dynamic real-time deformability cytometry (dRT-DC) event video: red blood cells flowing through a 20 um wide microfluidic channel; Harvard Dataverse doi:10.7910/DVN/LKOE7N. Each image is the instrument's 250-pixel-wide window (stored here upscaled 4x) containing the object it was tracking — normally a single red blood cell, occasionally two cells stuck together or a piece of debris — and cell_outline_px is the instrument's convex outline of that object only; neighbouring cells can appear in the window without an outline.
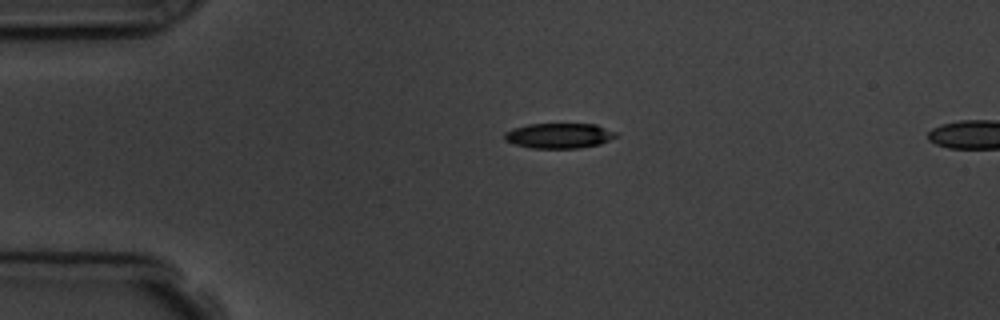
{"species": "common noctule bat (a hibernating species)", "species_latin": "Nyctalus noctula", "temperature_condition": "room temperature", "stored_images_in_passage": 2, "camera_frame_rate_fps": 3000, "um_per_image_px": 0.085, "animal": {"sex": "male", "body_mass_g": 19.5, "forearm_length_mm": 54.6}, "frame": {"image": 1, "passage_image": 2, "time_ms": 2.0, "image_size_px": [1000, 320], "cell_outline_px": [[616, 136], [600, 144], [580, 148], [532, 148], [516, 144], [504, 140], [504, 132], [512, 128], [528, 124], [596, 124], [616, 132]], "centroid_in_image_um": [47.49, 11.53], "position_along_channel_um": 37.5, "area_um2": 16.3}}